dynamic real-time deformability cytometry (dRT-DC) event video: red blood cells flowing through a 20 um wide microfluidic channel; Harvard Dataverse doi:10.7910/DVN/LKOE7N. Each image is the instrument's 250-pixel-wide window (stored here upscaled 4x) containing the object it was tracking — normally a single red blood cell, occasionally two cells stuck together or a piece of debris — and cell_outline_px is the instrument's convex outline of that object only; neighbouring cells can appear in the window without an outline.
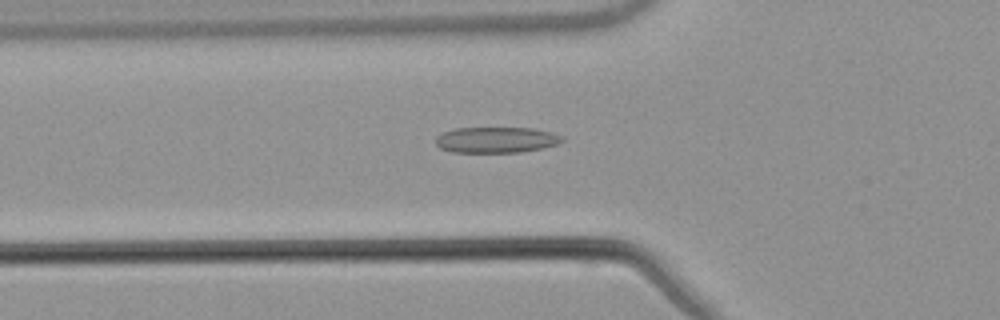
{"species": "common noctule bat (a hibernating species)", "species_latin": "Nyctalus noctula", "temperature_condition": "warm", "stored_images_in_passage": 51, "camera_frame_rate_fps": 3000, "um_per_image_px": 0.085, "animal": {"sex": "male", "body_mass_g": 21.5, "forearm_length_mm": 52.0}, "frame": {"image": 1, "passage_image": 17, "time_ms": 5.333, "image_size_px": [1000, 320], "cell_outline_px": [[564, 140], [556, 144], [540, 148], [520, 152], [452, 152], [440, 148], [436, 144], [436, 136], [444, 132], [456, 128], [532, 128], [552, 132], [564, 136]], "centroid_in_image_um": [42.18, 11.88], "position_along_channel_um": 83.6, "area_um2": 18.96}}
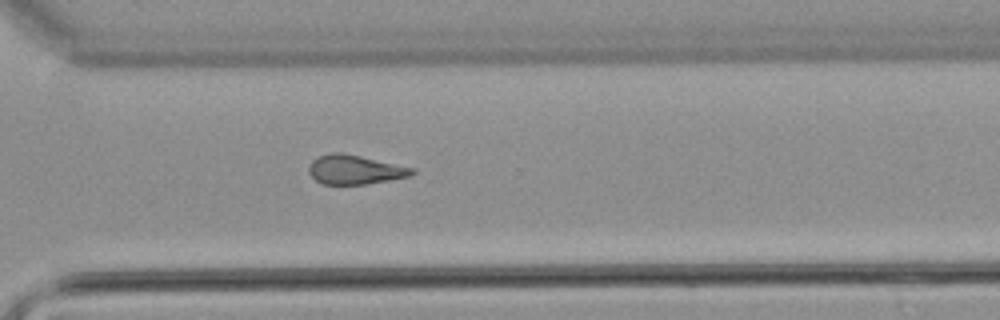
{"frame": {"image": 2, "passage_image": 37, "time_ms": 12.0, "image_size_px": [1000, 320], "cell_outline_px": [[416, 172], [412, 176], [364, 184], [320, 184], [308, 172], [308, 168], [312, 160], [316, 156], [332, 152], [340, 152], [360, 156], [416, 168]], "centroid_in_image_um": [30.17, 14.41], "position_along_channel_um": 340.4, "area_um2": 17.69}}
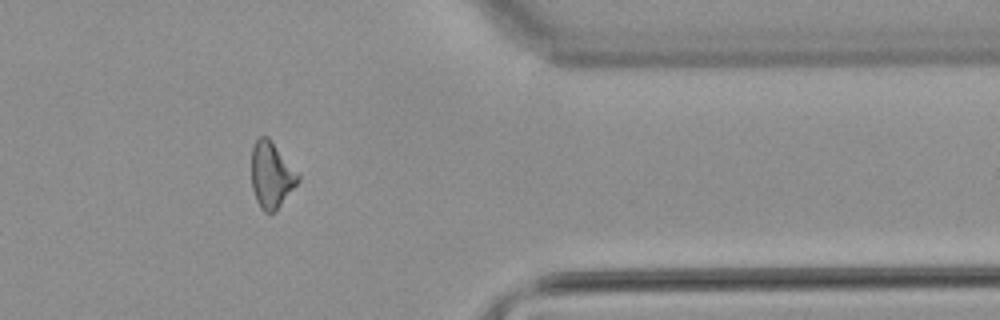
{"frame": {"image": 3, "passage_image": 42, "time_ms": 13.667, "image_size_px": [1000, 320], "cell_outline_px": [[300, 180], [276, 212], [264, 212], [260, 208], [256, 200], [252, 188], [252, 148], [256, 140], [260, 136], [268, 136], [300, 176]], "centroid_in_image_um": [23.06, 14.9], "position_along_channel_um": 388.3, "area_um2": 17.86}, "authors_computed_cell_mechanics": {"area_um2": 18.3226, "velocity_mm_per_s": 3.845, "shape_relaxation_time_tau1_ms": null, "shape_relaxation_time_tau2_ms": 3.9493, "deformation_change_tau1": null, "deformation_change_tau2": 0.1363}}